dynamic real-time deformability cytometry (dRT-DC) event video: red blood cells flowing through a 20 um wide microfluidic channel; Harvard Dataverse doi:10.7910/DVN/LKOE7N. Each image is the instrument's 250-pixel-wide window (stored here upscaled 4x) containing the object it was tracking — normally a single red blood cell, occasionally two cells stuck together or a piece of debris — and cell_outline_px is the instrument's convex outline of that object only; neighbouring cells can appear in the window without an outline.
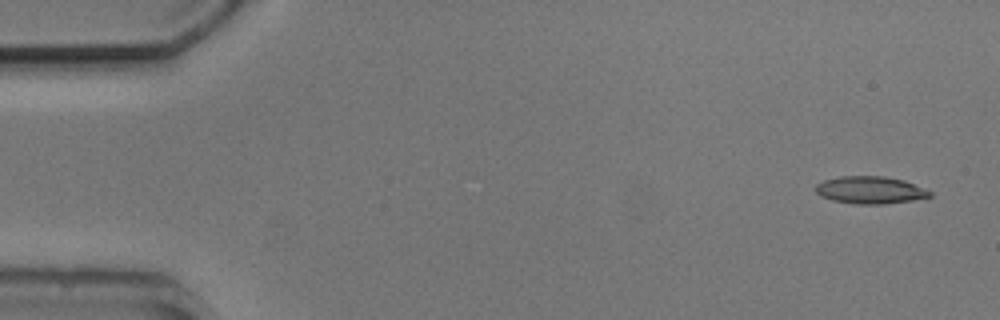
{"species": "common noctule bat (a hibernating species)", "species_latin": "Nyctalus noctula", "temperature_condition": "cold", "stored_images_in_passage": 5, "camera_frame_rate_fps": 3000, "um_per_image_px": 0.085, "animal": {"sex": "male", "body_mass_g": 20.5, "forearm_length_mm": 52.5}, "frame": {"image": 1, "passage_image": 1, "time_ms": 0.0, "image_size_px": [1000, 320], "cell_outline_px": [[932, 196], [884, 204], [856, 204], [832, 200], [820, 196], [816, 192], [816, 184], [824, 180], [840, 176], [884, 176], [904, 180], [932, 192]], "centroid_in_image_um": [73.93, 16.15], "position_along_channel_um": 11.1, "area_um2": 18.03}}
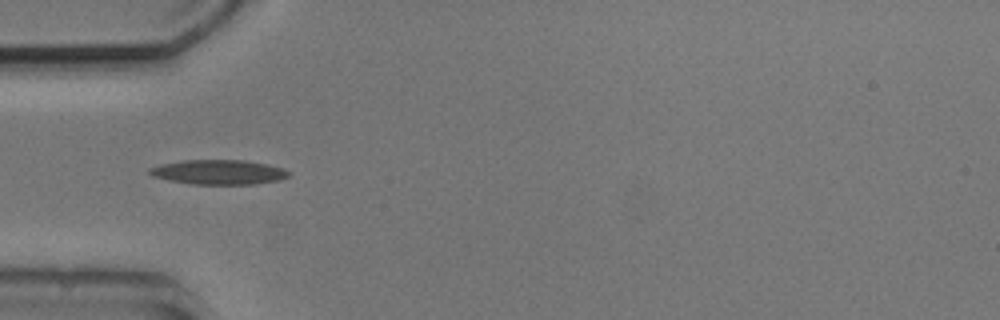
{"frame": {"image": 2, "passage_image": 5, "time_ms": 4.667, "image_size_px": [1000, 320], "cell_outline_px": [[292, 172], [288, 176], [280, 180], [252, 184], [192, 184], [168, 180], [152, 176], [148, 172], [148, 168], [160, 164], [184, 160], [244, 160], [268, 164], [284, 168]], "centroid_in_image_um": [18.59, 14.62], "position_along_channel_um": 66.4, "area_um2": 20.11}}